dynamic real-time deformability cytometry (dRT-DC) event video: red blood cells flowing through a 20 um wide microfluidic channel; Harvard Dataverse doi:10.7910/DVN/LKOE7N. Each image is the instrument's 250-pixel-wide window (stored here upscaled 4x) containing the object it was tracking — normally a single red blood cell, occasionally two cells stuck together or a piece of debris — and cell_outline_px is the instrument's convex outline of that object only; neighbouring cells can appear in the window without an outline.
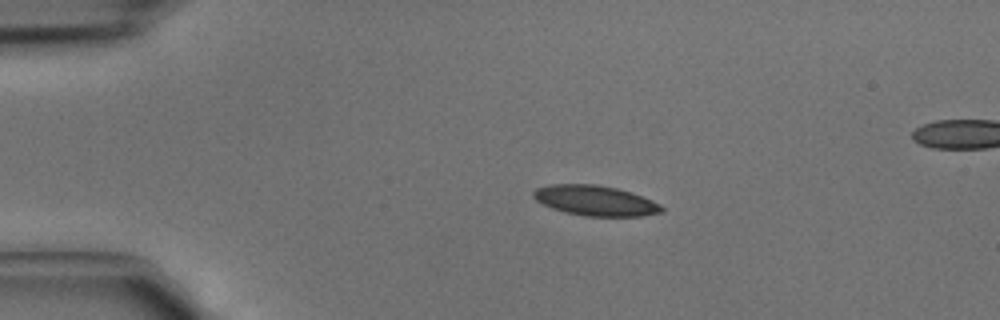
{"species": "common noctule bat (a hibernating species)", "species_latin": "Nyctalus noctula", "temperature_condition": "cold", "stored_images_in_passage": 4, "segment_of_instrument_passage": [1, 2], "camera_frame_rate_fps": 3000, "um_per_image_px": 0.085, "animal": {"sex": "male", "body_mass_g": 15.6}, "frame": {"image": 1, "passage_image": 2, "time_ms": 0.333, "image_size_px": [1000, 320], "cell_outline_px": [[664, 212], [640, 216], [584, 216], [564, 212], [552, 208], [536, 200], [532, 196], [532, 192], [536, 188], [552, 184], [596, 184], [616, 188], [652, 200], [660, 204], [664, 208]], "centroid_in_image_um": [50.58, 17.05], "position_along_channel_um": 34.4, "area_um2": 22.48}}